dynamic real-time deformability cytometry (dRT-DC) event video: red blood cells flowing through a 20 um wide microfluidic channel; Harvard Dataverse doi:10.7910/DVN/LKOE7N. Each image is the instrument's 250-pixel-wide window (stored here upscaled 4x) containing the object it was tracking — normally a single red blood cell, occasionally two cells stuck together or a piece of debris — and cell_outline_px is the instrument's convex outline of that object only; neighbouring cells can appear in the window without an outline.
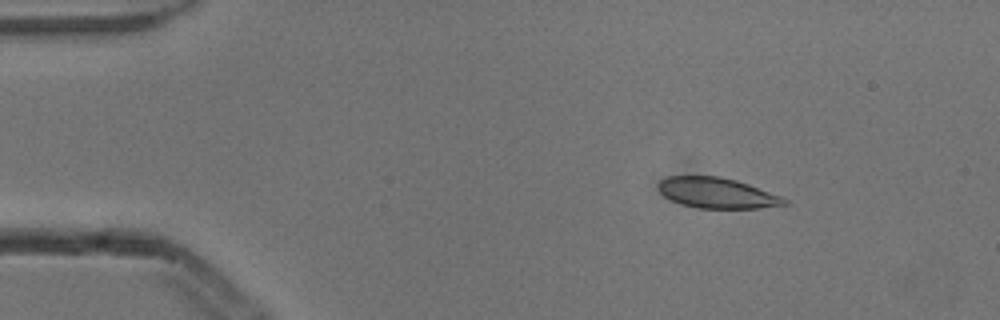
{"species": "common noctule bat (a hibernating species)", "species_latin": "Nyctalus noctula", "temperature_condition": "cold", "stored_images_in_passage": 5, "camera_frame_rate_fps": 3000, "um_per_image_px": 0.085, "animal": {"sex": "male", "body_mass_g": 13.3}, "frame": {"image": 1, "passage_image": 3, "time_ms": 0.667, "image_size_px": [1000, 320], "cell_outline_px": [[788, 204], [760, 208], [696, 208], [680, 204], [664, 196], [660, 192], [660, 180], [668, 176], [720, 176], [736, 180], [748, 184], [780, 196], [788, 200]], "centroid_in_image_um": [60.94, 16.4], "position_along_channel_um": 24.1, "area_um2": 22.25}}
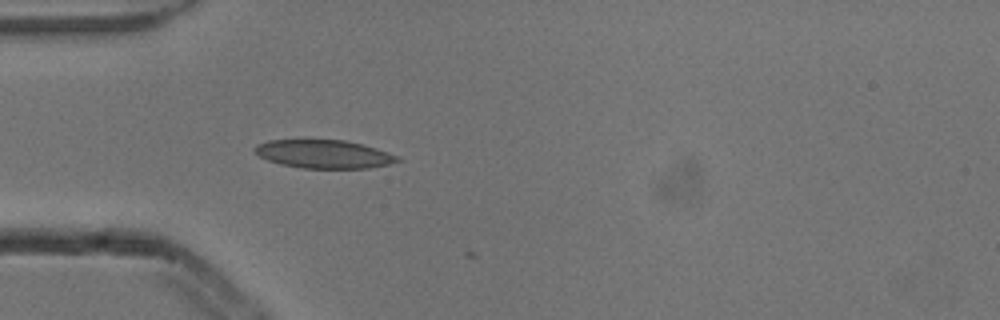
{"frame": {"image": 2, "passage_image": 5, "time_ms": 1.333, "image_size_px": [1000, 320], "cell_outline_px": [[404, 160], [388, 164], [368, 168], [300, 168], [280, 164], [268, 160], [260, 156], [252, 148], [268, 140], [344, 140], [364, 144], [400, 156]], "centroid_in_image_um": [27.58, 13.1], "position_along_channel_um": 57.4, "area_um2": 23.58}}